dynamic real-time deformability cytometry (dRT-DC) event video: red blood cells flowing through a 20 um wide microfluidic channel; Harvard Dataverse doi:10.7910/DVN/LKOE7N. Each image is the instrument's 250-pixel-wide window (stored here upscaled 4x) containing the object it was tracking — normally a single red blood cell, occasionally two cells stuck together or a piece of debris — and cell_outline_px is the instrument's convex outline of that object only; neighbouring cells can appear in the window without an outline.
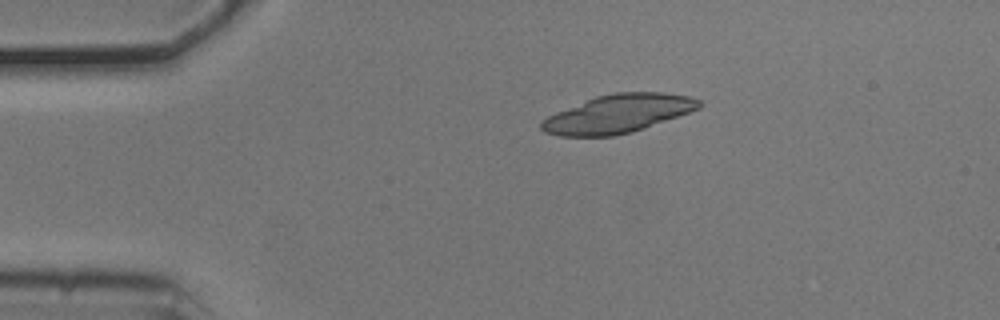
{"species": "common noctule bat (a hibernating species)", "species_latin": "Nyctalus noctula", "temperature_condition": "cold", "stored_images_in_passage": 44, "camera_frame_rate_fps": 3000, "um_per_image_px": 0.085, "animal": {"sex": "male", "body_mass_g": 20.5, "forearm_length_mm": 52.5}, "frame": {"image": 1, "passage_image": 1, "time_ms": 0.0, "image_size_px": [1000, 320], "cell_outline_px": [[704, 104], [700, 108], [644, 128], [632, 132], [612, 136], [560, 136], [544, 132], [540, 128], [540, 120], [556, 112], [596, 96], [612, 92], [664, 92], [692, 96], [700, 100]], "centroid_in_image_um": [52.54, 9.66], "position_along_channel_um": 32.5, "area_um2": 35.26}}